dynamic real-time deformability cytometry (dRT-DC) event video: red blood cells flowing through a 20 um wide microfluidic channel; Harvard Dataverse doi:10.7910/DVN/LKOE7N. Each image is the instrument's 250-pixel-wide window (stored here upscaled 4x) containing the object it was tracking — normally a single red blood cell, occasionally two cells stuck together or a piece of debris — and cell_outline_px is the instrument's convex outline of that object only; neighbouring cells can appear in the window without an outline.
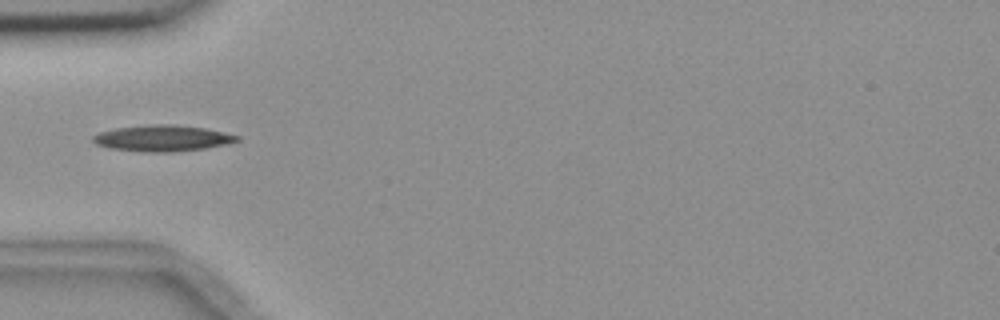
{"species": "common noctule bat (a hibernating species)", "species_latin": "Nyctalus noctula", "temperature_condition": "room temperature", "stored_images_in_passage": 1, "camera_frame_rate_fps": 3000, "um_per_image_px": 0.085, "animal": {"sex": "female", "body_mass_g": 18.4}, "frame": {"image": 1, "passage_image": 1, "time_ms": 0.0, "image_size_px": [1000, 320], "cell_outline_px": [[240, 140], [224, 144], [204, 148], [172, 152], [144, 152], [108, 148], [96, 144], [92, 140], [92, 136], [100, 132], [116, 128], [148, 124], [176, 124], [204, 128], [240, 136]], "centroid_in_image_um": [13.77, 11.74], "position_along_channel_um": 71.2, "area_um2": 21.91}}